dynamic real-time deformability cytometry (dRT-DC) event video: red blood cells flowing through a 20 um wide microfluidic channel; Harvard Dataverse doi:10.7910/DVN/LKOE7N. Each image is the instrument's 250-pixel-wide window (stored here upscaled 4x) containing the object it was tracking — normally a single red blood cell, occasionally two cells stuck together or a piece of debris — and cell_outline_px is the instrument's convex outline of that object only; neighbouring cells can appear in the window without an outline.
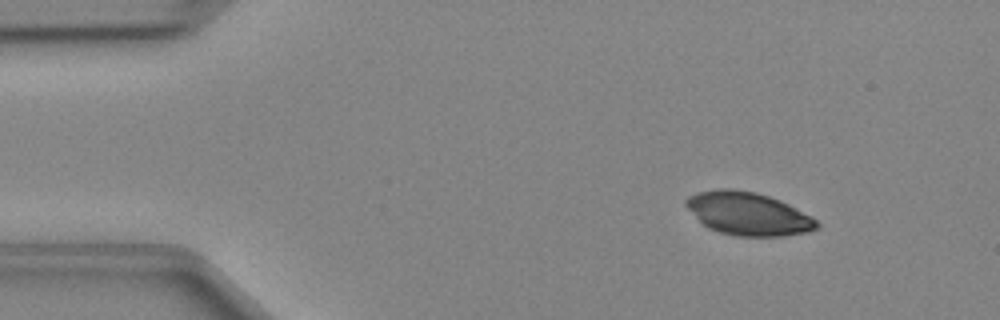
{"species": "Egyptian fruit bat (a non-hibernating species)", "species_latin": "Rousettus aegyptiacus", "temperature_condition": "cold", "stored_images_in_passage": 43, "camera_frame_rate_fps": 3000, "um_per_image_px": 0.085, "animal": {"sex": "female"}, "frame": {"image": 1, "passage_image": 1, "time_ms": 0.0, "image_size_px": [1000, 320], "cell_outline_px": [[820, 228], [808, 232], [784, 236], [736, 236], [720, 232], [708, 228], [684, 204], [684, 200], [688, 196], [696, 192], [720, 188], [732, 188], [756, 192], [780, 200], [812, 216], [820, 224]], "centroid_in_image_um": [63.61, 18.16], "position_along_channel_um": 21.4, "area_um2": 32.89}}
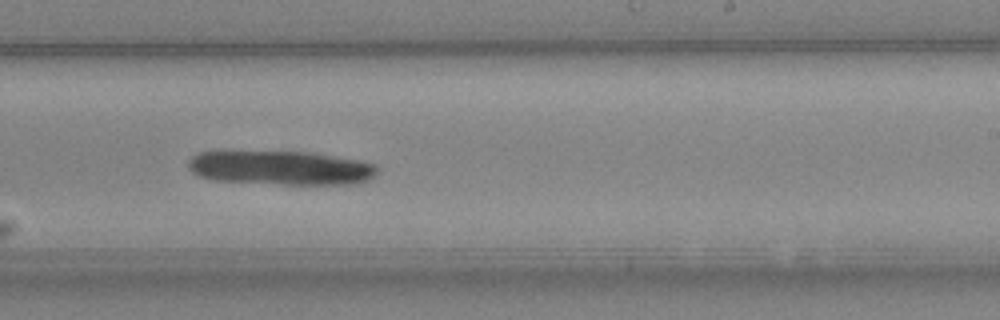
{"frame": {"image": 2, "passage_image": 24, "time_ms": 7.667, "image_size_px": [1000, 320], "cell_outline_px": [[376, 172], [368, 180], [356, 184], [280, 184], [212, 180], [200, 176], [192, 172], [188, 168], [188, 160], [196, 152], [312, 152], [356, 160], [376, 164]], "centroid_in_image_um": [23.84, 14.27], "position_along_channel_um": 265.2, "area_um2": 37.4}}
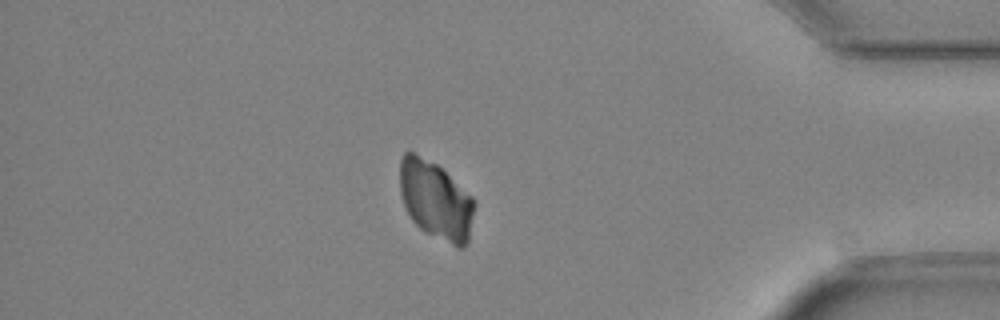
{"frame": {"image": 3, "passage_image": 36, "time_ms": 11.667, "image_size_px": [1000, 320], "cell_outline_px": [[476, 204], [468, 240], [464, 248], [456, 248], [424, 232], [412, 220], [404, 204], [400, 192], [400, 160], [404, 152], [412, 152], [436, 164], [472, 196], [476, 200]], "centroid_in_image_um": [37.06, 17.06], "position_along_channel_um": 398.1, "area_um2": 34.04}}